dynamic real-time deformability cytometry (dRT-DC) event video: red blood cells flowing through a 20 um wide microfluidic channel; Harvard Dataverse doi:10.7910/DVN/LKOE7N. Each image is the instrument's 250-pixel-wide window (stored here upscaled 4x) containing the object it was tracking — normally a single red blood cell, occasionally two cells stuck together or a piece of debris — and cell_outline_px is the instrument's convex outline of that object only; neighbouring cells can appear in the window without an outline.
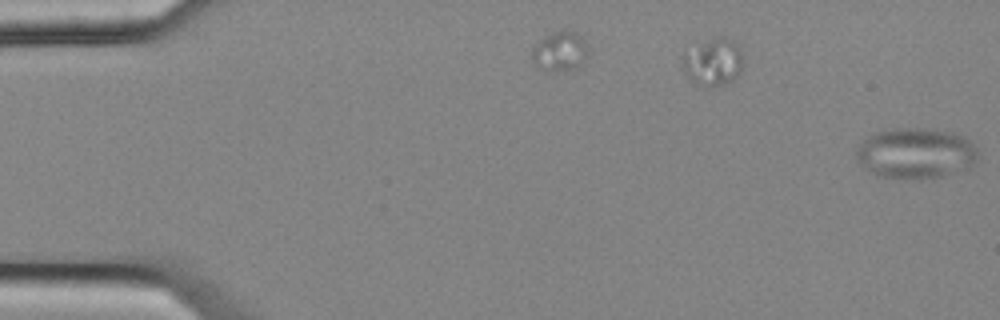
{"species": "common noctule bat (a hibernating species)", "species_latin": "Nyctalus noctula", "temperature_condition": "cold", "stored_images_in_passage": 2, "segment_of_instrument_passage": [2, 2], "camera_frame_rate_fps": 3000, "um_per_image_px": 0.085, "animal": {"sex": "female", "body_mass_g": 25.1}, "frame": {"image": 1, "passage_image": 2, "time_ms": 0.333, "image_size_px": [1000, 320], "cell_outline_px": [[976, 160], [968, 168], [960, 172], [940, 176], [916, 180], [880, 176], [864, 168], [856, 160], [856, 148], [864, 140], [876, 132], [892, 128], [920, 128], [952, 132], [964, 136], [976, 148]], "centroid_in_image_um": [77.82, 13.03], "position_along_channel_um": 7.2, "area_um2": 35.95}}